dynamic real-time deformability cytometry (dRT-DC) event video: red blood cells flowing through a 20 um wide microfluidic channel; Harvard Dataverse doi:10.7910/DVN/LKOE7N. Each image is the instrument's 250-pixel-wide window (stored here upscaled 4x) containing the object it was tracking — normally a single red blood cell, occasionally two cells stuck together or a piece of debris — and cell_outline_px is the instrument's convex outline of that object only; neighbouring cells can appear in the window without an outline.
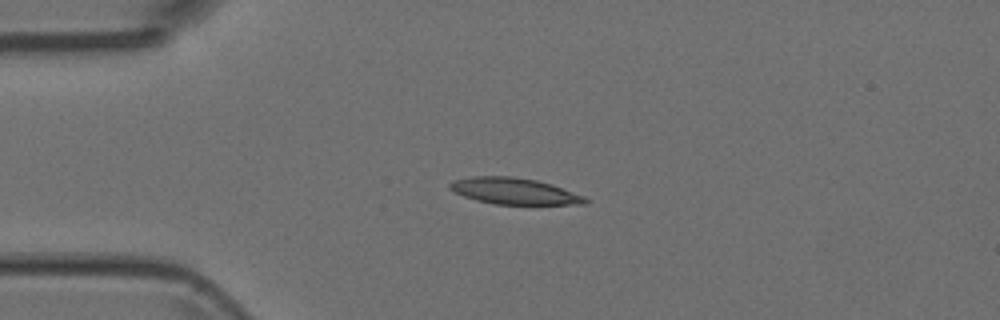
{"species": "Egyptian fruit bat (a non-hibernating species)", "species_latin": "Rousettus aegyptiacus", "temperature_condition": "room temperature", "stored_images_in_passage": 4, "camera_frame_rate_fps": 3000, "um_per_image_px": 0.085, "animal": {"sex": "female"}, "frame": {"image": 1, "passage_image": 2, "time_ms": 0.333, "image_size_px": [1000, 320], "cell_outline_px": [[588, 204], [496, 204], [476, 200], [464, 196], [448, 188], [448, 184], [452, 180], [472, 176], [512, 176], [536, 180], [552, 184], [584, 196], [588, 200]], "centroid_in_image_um": [43.69, 16.23], "position_along_channel_um": 41.3, "area_um2": 20.75}}
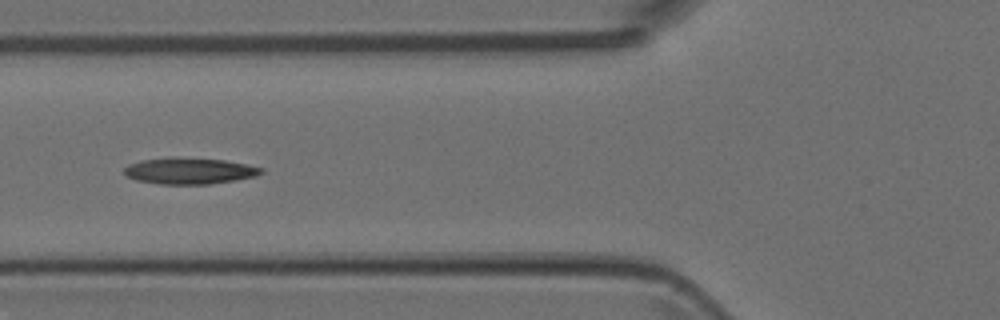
{"frame": {"image": 2, "passage_image": 4, "time_ms": 1.0, "image_size_px": [1000, 320], "cell_outline_px": [[264, 172], [256, 176], [236, 180], [208, 184], [160, 184], [136, 180], [128, 176], [124, 172], [124, 168], [128, 164], [140, 160], [168, 156], [172, 156], [224, 160], [264, 168]], "centroid_in_image_um": [16.08, 14.51], "position_along_channel_um": 109.7, "area_um2": 21.21}}